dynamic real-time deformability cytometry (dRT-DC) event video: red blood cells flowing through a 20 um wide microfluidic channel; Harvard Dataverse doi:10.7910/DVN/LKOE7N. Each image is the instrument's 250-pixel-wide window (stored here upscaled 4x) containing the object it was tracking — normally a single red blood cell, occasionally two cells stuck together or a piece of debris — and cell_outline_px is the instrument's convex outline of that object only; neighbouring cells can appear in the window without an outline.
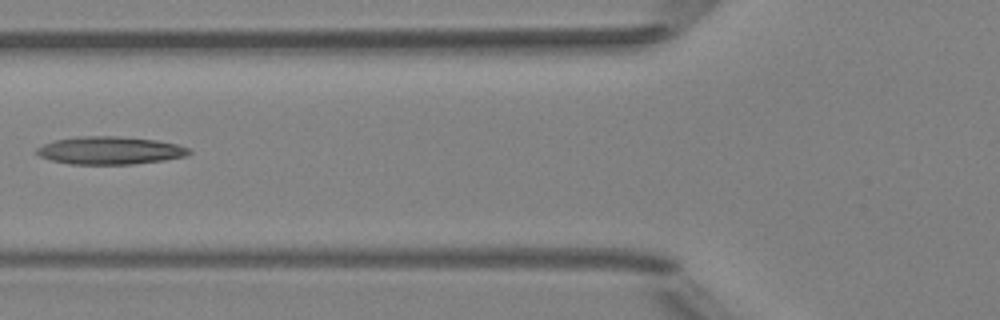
{"species": "Egyptian fruit bat (a non-hibernating species)", "species_latin": "Rousettus aegyptiacus", "temperature_condition": "room temperature", "stored_images_in_passage": 5, "camera_frame_rate_fps": 3000, "um_per_image_px": 0.085, "animal": {"sex": "female"}, "frame": {"image": 1, "passage_image": 3, "time_ms": 2.667, "image_size_px": [1000, 320], "cell_outline_px": [[192, 152], [188, 156], [164, 160], [132, 164], [68, 164], [52, 160], [40, 156], [36, 152], [36, 148], [44, 144], [56, 140], [80, 136], [116, 136], [156, 140], [176, 144], [192, 148]], "centroid_in_image_um": [9.4, 12.79], "position_along_channel_um": 116.4, "area_um2": 24.68}}
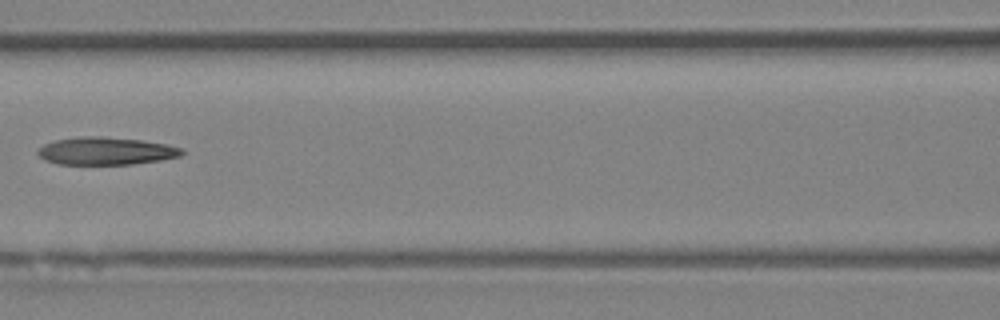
{"frame": {"image": 2, "passage_image": 4, "time_ms": 3.667, "image_size_px": [1000, 320], "cell_outline_px": [[184, 152], [180, 156], [160, 160], [132, 164], [56, 164], [44, 160], [36, 152], [44, 144], [56, 140], [80, 136], [104, 136], [140, 140], [168, 144], [184, 148]], "centroid_in_image_um": [9.01, 12.83], "position_along_channel_um": 157.6, "area_um2": 23.29}}
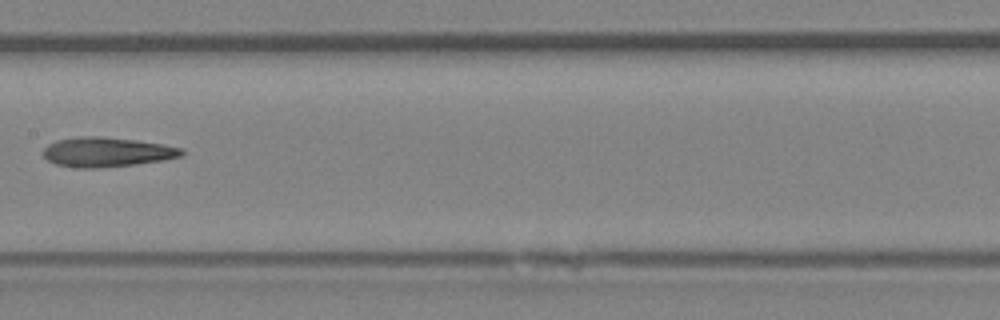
{"frame": {"image": 3, "passage_image": 5, "time_ms": 4.667, "image_size_px": [1000, 320], "cell_outline_px": [[184, 156], [164, 160], [136, 164], [96, 168], [76, 168], [56, 164], [48, 160], [40, 152], [48, 144], [56, 140], [76, 136], [104, 136], [136, 140], [164, 144], [184, 148]], "centroid_in_image_um": [9.09, 12.91], "position_along_channel_um": 198.3, "area_um2": 24.28}}